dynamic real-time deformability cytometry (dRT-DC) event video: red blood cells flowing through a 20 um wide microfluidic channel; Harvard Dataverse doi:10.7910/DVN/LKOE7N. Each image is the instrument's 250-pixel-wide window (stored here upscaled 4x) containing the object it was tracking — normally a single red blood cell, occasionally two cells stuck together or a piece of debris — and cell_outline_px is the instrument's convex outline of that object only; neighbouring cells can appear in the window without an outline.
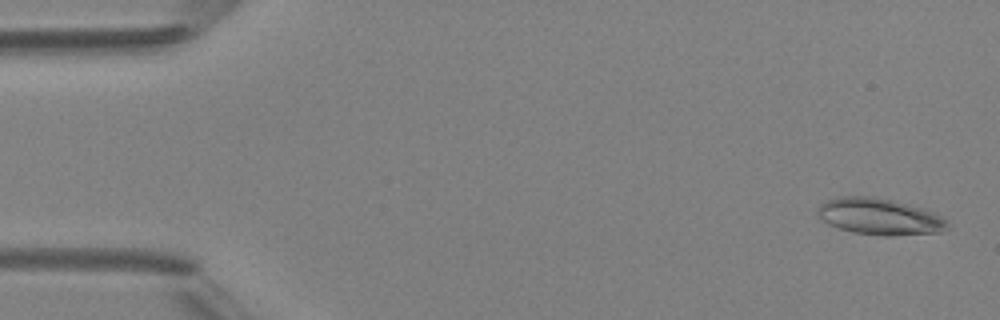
{"species": "Egyptian fruit bat (a non-hibernating species)", "species_latin": "Rousettus aegyptiacus", "temperature_condition": "room temperature", "stored_images_in_passage": 6, "camera_frame_rate_fps": 3000, "um_per_image_px": 0.085, "animal": {"sex": "female"}, "frame": {"image": 1, "passage_image": 1, "time_ms": 0.0, "image_size_px": [1000, 320], "cell_outline_px": [[948, 228], [940, 232], [892, 236], [884, 236], [852, 232], [828, 224], [816, 216], [816, 212], [820, 204], [828, 200], [840, 196], [872, 196], [892, 200], [920, 208], [932, 212], [940, 216], [948, 224]], "centroid_in_image_um": [74.7, 18.41], "position_along_channel_um": 10.3, "area_um2": 27.46}}
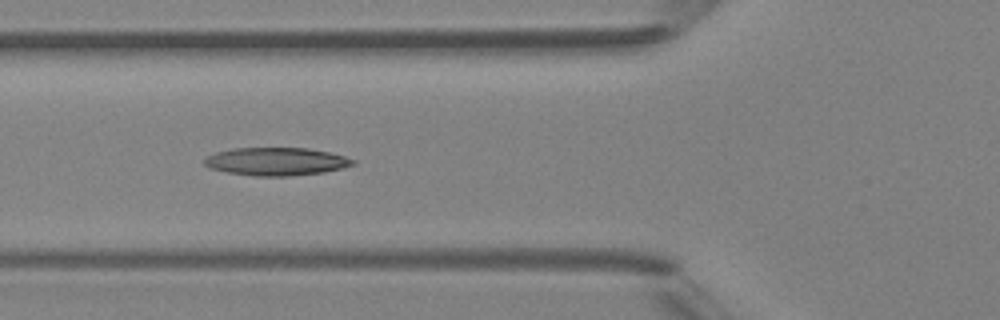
{"frame": {"image": 2, "passage_image": 5, "time_ms": 5.333, "image_size_px": [1000, 320], "cell_outline_px": [[356, 164], [324, 172], [288, 176], [256, 176], [228, 172], [208, 168], [204, 164], [204, 160], [208, 156], [216, 152], [232, 148], [308, 148], [328, 152], [344, 156], [356, 160]], "centroid_in_image_um": [23.47, 13.72], "position_along_channel_um": 102.3, "area_um2": 24.1}}
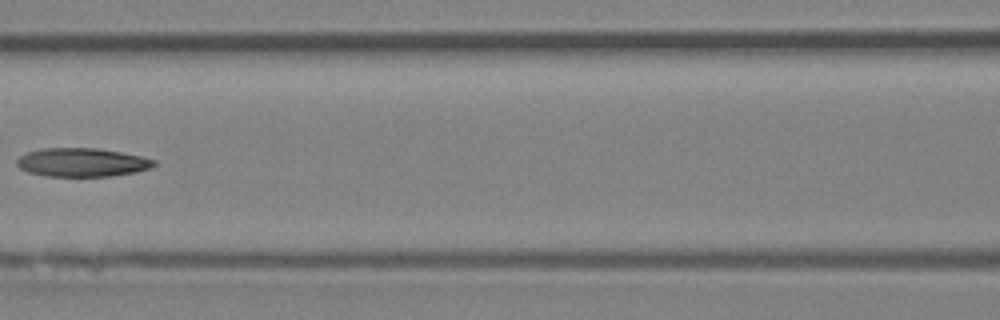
{"frame": {"image": 3, "passage_image": 6, "time_ms": 6.667, "image_size_px": [1000, 320], "cell_outline_px": [[156, 164], [152, 168], [136, 172], [108, 176], [44, 176], [28, 172], [20, 168], [16, 164], [16, 160], [20, 156], [28, 152], [40, 148], [100, 148], [140, 156], [156, 160]], "centroid_in_image_um": [6.97, 13.8], "position_along_channel_um": 159.6, "area_um2": 22.95}}